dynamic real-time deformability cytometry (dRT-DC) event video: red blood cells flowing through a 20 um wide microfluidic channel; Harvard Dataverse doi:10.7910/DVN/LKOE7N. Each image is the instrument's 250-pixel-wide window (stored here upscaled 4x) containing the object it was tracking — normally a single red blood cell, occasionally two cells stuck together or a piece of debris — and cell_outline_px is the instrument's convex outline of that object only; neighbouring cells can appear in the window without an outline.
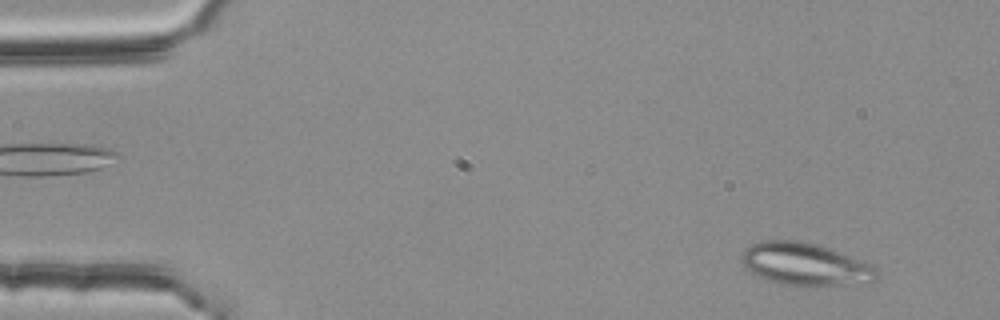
{"species": "common noctule bat (a hibernating species)", "species_latin": "Nyctalus noctula", "temperature_condition": "room temperature", "stored_images_in_passage": 52, "segment_of_instrument_passage": [1, 2], "camera_frame_rate_fps": 3000, "um_per_image_px": 0.085, "animal": {"sex": "female", "body_mass_g": 25.1}, "frame": {"image": 1, "passage_image": 4, "time_ms": 1.0, "image_size_px": [1000, 320], "cell_outline_px": [[880, 276], [876, 280], [812, 288], [800, 288], [768, 280], [752, 272], [740, 260], [740, 256], [744, 248], [752, 244], [764, 240], [800, 240], [820, 244], [872, 264], [876, 268]], "centroid_in_image_um": [68.45, 22.46], "position_along_channel_um": 16.5, "area_um2": 34.1}}